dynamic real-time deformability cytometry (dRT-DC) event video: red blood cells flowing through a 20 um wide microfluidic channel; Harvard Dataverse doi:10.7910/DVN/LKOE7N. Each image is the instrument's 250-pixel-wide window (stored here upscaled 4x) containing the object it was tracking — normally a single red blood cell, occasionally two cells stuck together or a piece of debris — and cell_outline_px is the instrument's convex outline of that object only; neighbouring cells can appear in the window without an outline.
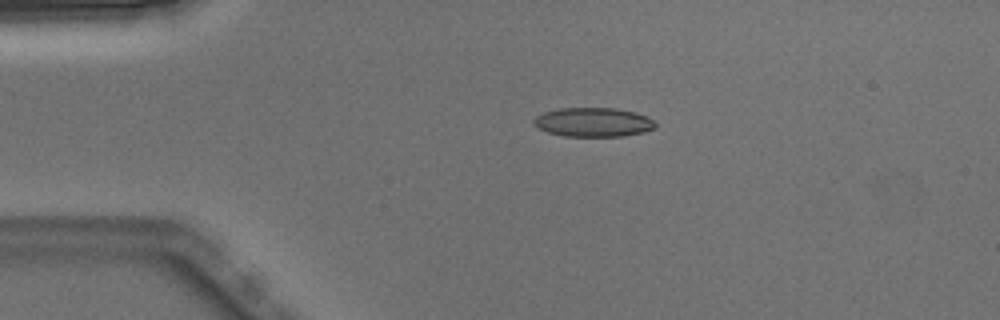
{"species": "Egyptian fruit bat (a non-hibernating species)", "species_latin": "Rousettus aegyptiacus", "temperature_condition": "warm", "stored_images_in_passage": 3, "camera_frame_rate_fps": 3000, "um_per_image_px": 0.085, "animal": {"sex": "male"}, "frame": {"image": 1, "passage_image": 2, "time_ms": 0.333, "image_size_px": [1000, 320], "cell_outline_px": [[656, 128], [644, 132], [624, 136], [564, 136], [548, 132], [532, 124], [532, 120], [536, 116], [544, 112], [560, 108], [616, 108], [636, 112], [652, 120], [656, 124]], "centroid_in_image_um": [50.42, 10.38], "position_along_channel_um": 34.6, "area_um2": 20.63}}